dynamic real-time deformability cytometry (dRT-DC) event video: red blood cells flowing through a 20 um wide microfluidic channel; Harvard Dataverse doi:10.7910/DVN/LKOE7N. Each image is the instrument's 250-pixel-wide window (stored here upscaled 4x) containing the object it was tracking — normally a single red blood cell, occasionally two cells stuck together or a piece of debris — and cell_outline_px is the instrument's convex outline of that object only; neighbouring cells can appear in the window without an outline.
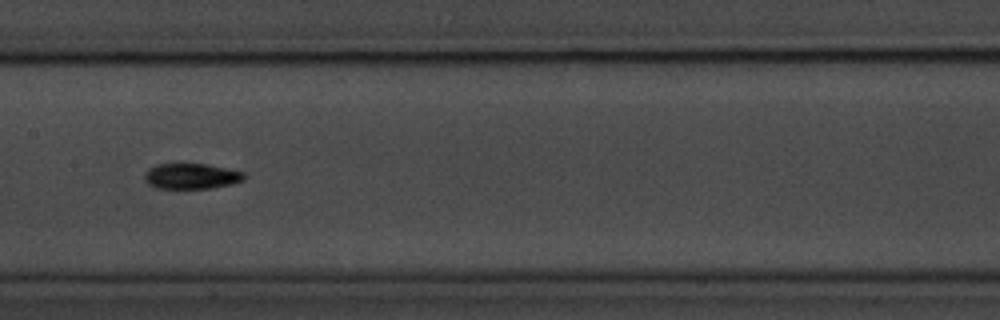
{"species": "common noctule bat (a hibernating species)", "species_latin": "Nyctalus noctula", "temperature_condition": "room temperature", "stored_images_in_passage": 15, "camera_frame_rate_fps": 3000, "um_per_image_px": 0.085, "animal": {"sex": "male", "body_mass_g": 20.1, "forearm_length_mm": 53.5}, "frame": {"image": 1, "passage_image": 7, "time_ms": 7.667, "image_size_px": [1000, 320], "cell_outline_px": [[244, 180], [232, 184], [212, 188], [156, 188], [148, 184], [144, 180], [144, 176], [148, 168], [156, 164], [208, 164], [244, 172]], "centroid_in_image_um": [16.25, 14.97], "position_along_channel_um": 191.2, "area_um2": 14.85}}